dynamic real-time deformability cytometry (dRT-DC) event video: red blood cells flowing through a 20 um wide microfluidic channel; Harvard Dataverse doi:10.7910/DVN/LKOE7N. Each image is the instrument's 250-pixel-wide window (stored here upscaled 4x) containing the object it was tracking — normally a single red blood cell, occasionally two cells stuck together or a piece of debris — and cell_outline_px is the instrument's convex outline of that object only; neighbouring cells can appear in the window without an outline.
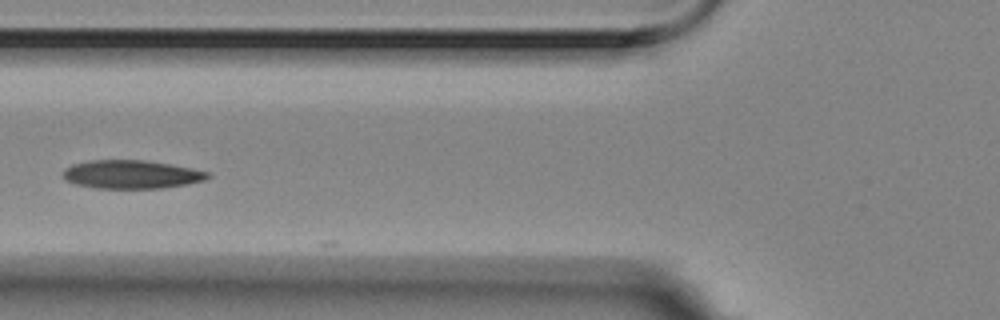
{"species": "Egyptian fruit bat (a non-hibernating species)", "species_latin": "Rousettus aegyptiacus", "temperature_condition": "room temperature", "stored_images_in_passage": 6, "camera_frame_rate_fps": 3000, "um_per_image_px": 0.085, "animal": {"sex": "female"}, "frame": {"image": 1, "passage_image": 6, "time_ms": 1.667, "image_size_px": [1000, 320], "cell_outline_px": [[212, 176], [204, 180], [188, 184], [164, 188], [96, 188], [76, 184], [64, 180], [64, 168], [72, 164], [88, 160], [144, 160], [192, 168], [208, 172]], "centroid_in_image_um": [11.16, 14.82], "position_along_channel_um": 114.6, "area_um2": 23.99}}